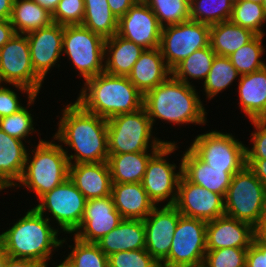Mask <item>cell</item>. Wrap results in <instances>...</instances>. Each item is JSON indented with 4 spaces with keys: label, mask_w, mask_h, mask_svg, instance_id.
<instances>
[{
    "label": "cell",
    "mask_w": 266,
    "mask_h": 267,
    "mask_svg": "<svg viewBox=\"0 0 266 267\" xmlns=\"http://www.w3.org/2000/svg\"><path fill=\"white\" fill-rule=\"evenodd\" d=\"M60 113L52 136L62 143L69 164L107 162V119L86 111L76 101L66 104Z\"/></svg>",
    "instance_id": "cell-1"
},
{
    "label": "cell",
    "mask_w": 266,
    "mask_h": 267,
    "mask_svg": "<svg viewBox=\"0 0 266 267\" xmlns=\"http://www.w3.org/2000/svg\"><path fill=\"white\" fill-rule=\"evenodd\" d=\"M12 224L0 233V244L9 257L32 259L45 267L64 243L68 245L67 235L62 239L57 225H52L34 207Z\"/></svg>",
    "instance_id": "cell-2"
},
{
    "label": "cell",
    "mask_w": 266,
    "mask_h": 267,
    "mask_svg": "<svg viewBox=\"0 0 266 267\" xmlns=\"http://www.w3.org/2000/svg\"><path fill=\"white\" fill-rule=\"evenodd\" d=\"M194 85L176 79L172 74L144 95L143 106L152 126L157 120L176 125H207L208 114Z\"/></svg>",
    "instance_id": "cell-3"
},
{
    "label": "cell",
    "mask_w": 266,
    "mask_h": 267,
    "mask_svg": "<svg viewBox=\"0 0 266 267\" xmlns=\"http://www.w3.org/2000/svg\"><path fill=\"white\" fill-rule=\"evenodd\" d=\"M75 101L86 111L109 119L141 109L144 96L127 76H114L103 72L82 84Z\"/></svg>",
    "instance_id": "cell-4"
},
{
    "label": "cell",
    "mask_w": 266,
    "mask_h": 267,
    "mask_svg": "<svg viewBox=\"0 0 266 267\" xmlns=\"http://www.w3.org/2000/svg\"><path fill=\"white\" fill-rule=\"evenodd\" d=\"M52 139L39 138L33 149H28L23 174L13 189L24 187L31 193L33 191L39 199L68 179L70 164L67 155L61 143L56 142L53 136Z\"/></svg>",
    "instance_id": "cell-5"
},
{
    "label": "cell",
    "mask_w": 266,
    "mask_h": 267,
    "mask_svg": "<svg viewBox=\"0 0 266 267\" xmlns=\"http://www.w3.org/2000/svg\"><path fill=\"white\" fill-rule=\"evenodd\" d=\"M153 133L144 106L131 113L113 116L107 119L108 153L156 152L165 142H172L159 139Z\"/></svg>",
    "instance_id": "cell-6"
},
{
    "label": "cell",
    "mask_w": 266,
    "mask_h": 267,
    "mask_svg": "<svg viewBox=\"0 0 266 267\" xmlns=\"http://www.w3.org/2000/svg\"><path fill=\"white\" fill-rule=\"evenodd\" d=\"M225 215L255 227L266 209V187L245 165L231 179L224 197Z\"/></svg>",
    "instance_id": "cell-7"
},
{
    "label": "cell",
    "mask_w": 266,
    "mask_h": 267,
    "mask_svg": "<svg viewBox=\"0 0 266 267\" xmlns=\"http://www.w3.org/2000/svg\"><path fill=\"white\" fill-rule=\"evenodd\" d=\"M105 39L83 25L64 26V55L84 82L104 72Z\"/></svg>",
    "instance_id": "cell-8"
},
{
    "label": "cell",
    "mask_w": 266,
    "mask_h": 267,
    "mask_svg": "<svg viewBox=\"0 0 266 267\" xmlns=\"http://www.w3.org/2000/svg\"><path fill=\"white\" fill-rule=\"evenodd\" d=\"M178 148L177 141L165 142L147 163L141 183L155 206H161L162 202L166 203L164 205H174L176 202L178 182L182 175V159L180 158L177 166L167 158Z\"/></svg>",
    "instance_id": "cell-9"
},
{
    "label": "cell",
    "mask_w": 266,
    "mask_h": 267,
    "mask_svg": "<svg viewBox=\"0 0 266 267\" xmlns=\"http://www.w3.org/2000/svg\"><path fill=\"white\" fill-rule=\"evenodd\" d=\"M38 201L34 208L49 221L52 220L53 225L57 224L61 233L71 235L80 226L87 199L68 178Z\"/></svg>",
    "instance_id": "cell-10"
},
{
    "label": "cell",
    "mask_w": 266,
    "mask_h": 267,
    "mask_svg": "<svg viewBox=\"0 0 266 267\" xmlns=\"http://www.w3.org/2000/svg\"><path fill=\"white\" fill-rule=\"evenodd\" d=\"M235 137L212 129L195 136L188 147L213 169L241 170L246 165V144Z\"/></svg>",
    "instance_id": "cell-11"
},
{
    "label": "cell",
    "mask_w": 266,
    "mask_h": 267,
    "mask_svg": "<svg viewBox=\"0 0 266 267\" xmlns=\"http://www.w3.org/2000/svg\"><path fill=\"white\" fill-rule=\"evenodd\" d=\"M207 222L181 215L178 220L168 257L162 267H202L206 247Z\"/></svg>",
    "instance_id": "cell-12"
},
{
    "label": "cell",
    "mask_w": 266,
    "mask_h": 267,
    "mask_svg": "<svg viewBox=\"0 0 266 267\" xmlns=\"http://www.w3.org/2000/svg\"><path fill=\"white\" fill-rule=\"evenodd\" d=\"M210 45V25L188 20L162 28L160 50L172 71L196 50Z\"/></svg>",
    "instance_id": "cell-13"
},
{
    "label": "cell",
    "mask_w": 266,
    "mask_h": 267,
    "mask_svg": "<svg viewBox=\"0 0 266 267\" xmlns=\"http://www.w3.org/2000/svg\"><path fill=\"white\" fill-rule=\"evenodd\" d=\"M0 83L20 85L38 95L44 81L35 73L26 34L15 33L0 48Z\"/></svg>",
    "instance_id": "cell-14"
},
{
    "label": "cell",
    "mask_w": 266,
    "mask_h": 267,
    "mask_svg": "<svg viewBox=\"0 0 266 267\" xmlns=\"http://www.w3.org/2000/svg\"><path fill=\"white\" fill-rule=\"evenodd\" d=\"M174 206L185 217L209 222L225 214L224 198L188 181L183 175L178 182Z\"/></svg>",
    "instance_id": "cell-15"
},
{
    "label": "cell",
    "mask_w": 266,
    "mask_h": 267,
    "mask_svg": "<svg viewBox=\"0 0 266 267\" xmlns=\"http://www.w3.org/2000/svg\"><path fill=\"white\" fill-rule=\"evenodd\" d=\"M162 27L150 7L139 0L118 19L117 34L145 50L160 46Z\"/></svg>",
    "instance_id": "cell-16"
},
{
    "label": "cell",
    "mask_w": 266,
    "mask_h": 267,
    "mask_svg": "<svg viewBox=\"0 0 266 267\" xmlns=\"http://www.w3.org/2000/svg\"><path fill=\"white\" fill-rule=\"evenodd\" d=\"M180 216L174 205H159L143 220L145 249L159 264L168 257Z\"/></svg>",
    "instance_id": "cell-17"
},
{
    "label": "cell",
    "mask_w": 266,
    "mask_h": 267,
    "mask_svg": "<svg viewBox=\"0 0 266 267\" xmlns=\"http://www.w3.org/2000/svg\"><path fill=\"white\" fill-rule=\"evenodd\" d=\"M64 26L52 23L26 34L29 44L31 63L35 73L44 81L52 68L58 63L63 50Z\"/></svg>",
    "instance_id": "cell-18"
},
{
    "label": "cell",
    "mask_w": 266,
    "mask_h": 267,
    "mask_svg": "<svg viewBox=\"0 0 266 267\" xmlns=\"http://www.w3.org/2000/svg\"><path fill=\"white\" fill-rule=\"evenodd\" d=\"M122 220L111 195L90 199L86 201L80 226L70 236L74 235L84 242L96 243L115 229Z\"/></svg>",
    "instance_id": "cell-19"
},
{
    "label": "cell",
    "mask_w": 266,
    "mask_h": 267,
    "mask_svg": "<svg viewBox=\"0 0 266 267\" xmlns=\"http://www.w3.org/2000/svg\"><path fill=\"white\" fill-rule=\"evenodd\" d=\"M254 237V227L251 224L225 214L207 222V250L249 248Z\"/></svg>",
    "instance_id": "cell-20"
},
{
    "label": "cell",
    "mask_w": 266,
    "mask_h": 267,
    "mask_svg": "<svg viewBox=\"0 0 266 267\" xmlns=\"http://www.w3.org/2000/svg\"><path fill=\"white\" fill-rule=\"evenodd\" d=\"M182 175L191 183L199 185L223 198L230 186L232 176L240 170H217L202 161L189 147L181 156Z\"/></svg>",
    "instance_id": "cell-21"
},
{
    "label": "cell",
    "mask_w": 266,
    "mask_h": 267,
    "mask_svg": "<svg viewBox=\"0 0 266 267\" xmlns=\"http://www.w3.org/2000/svg\"><path fill=\"white\" fill-rule=\"evenodd\" d=\"M68 178L87 200L111 195L112 179L108 162L70 164Z\"/></svg>",
    "instance_id": "cell-22"
},
{
    "label": "cell",
    "mask_w": 266,
    "mask_h": 267,
    "mask_svg": "<svg viewBox=\"0 0 266 267\" xmlns=\"http://www.w3.org/2000/svg\"><path fill=\"white\" fill-rule=\"evenodd\" d=\"M29 146L0 129V190L14 188L24 171Z\"/></svg>",
    "instance_id": "cell-23"
},
{
    "label": "cell",
    "mask_w": 266,
    "mask_h": 267,
    "mask_svg": "<svg viewBox=\"0 0 266 267\" xmlns=\"http://www.w3.org/2000/svg\"><path fill=\"white\" fill-rule=\"evenodd\" d=\"M172 71L167 67L160 48L144 50L127 76L143 96L164 82Z\"/></svg>",
    "instance_id": "cell-24"
},
{
    "label": "cell",
    "mask_w": 266,
    "mask_h": 267,
    "mask_svg": "<svg viewBox=\"0 0 266 267\" xmlns=\"http://www.w3.org/2000/svg\"><path fill=\"white\" fill-rule=\"evenodd\" d=\"M239 109L251 120H262L266 115V67L240 76L238 81Z\"/></svg>",
    "instance_id": "cell-25"
},
{
    "label": "cell",
    "mask_w": 266,
    "mask_h": 267,
    "mask_svg": "<svg viewBox=\"0 0 266 267\" xmlns=\"http://www.w3.org/2000/svg\"><path fill=\"white\" fill-rule=\"evenodd\" d=\"M111 196L123 219L144 220L155 207L141 182L112 183Z\"/></svg>",
    "instance_id": "cell-26"
},
{
    "label": "cell",
    "mask_w": 266,
    "mask_h": 267,
    "mask_svg": "<svg viewBox=\"0 0 266 267\" xmlns=\"http://www.w3.org/2000/svg\"><path fill=\"white\" fill-rule=\"evenodd\" d=\"M108 257L120 251L145 249L143 220L123 219L119 225L96 242Z\"/></svg>",
    "instance_id": "cell-27"
},
{
    "label": "cell",
    "mask_w": 266,
    "mask_h": 267,
    "mask_svg": "<svg viewBox=\"0 0 266 267\" xmlns=\"http://www.w3.org/2000/svg\"><path fill=\"white\" fill-rule=\"evenodd\" d=\"M144 50L118 34L105 39L104 72L114 76H128Z\"/></svg>",
    "instance_id": "cell-28"
},
{
    "label": "cell",
    "mask_w": 266,
    "mask_h": 267,
    "mask_svg": "<svg viewBox=\"0 0 266 267\" xmlns=\"http://www.w3.org/2000/svg\"><path fill=\"white\" fill-rule=\"evenodd\" d=\"M256 36L250 29L236 25L230 20L210 26V46L218 56L229 57Z\"/></svg>",
    "instance_id": "cell-29"
},
{
    "label": "cell",
    "mask_w": 266,
    "mask_h": 267,
    "mask_svg": "<svg viewBox=\"0 0 266 267\" xmlns=\"http://www.w3.org/2000/svg\"><path fill=\"white\" fill-rule=\"evenodd\" d=\"M155 152L109 154L108 165L112 183L142 182L146 166Z\"/></svg>",
    "instance_id": "cell-30"
},
{
    "label": "cell",
    "mask_w": 266,
    "mask_h": 267,
    "mask_svg": "<svg viewBox=\"0 0 266 267\" xmlns=\"http://www.w3.org/2000/svg\"><path fill=\"white\" fill-rule=\"evenodd\" d=\"M10 23L16 33L27 34L50 26L53 20L52 14L33 0H14Z\"/></svg>",
    "instance_id": "cell-31"
},
{
    "label": "cell",
    "mask_w": 266,
    "mask_h": 267,
    "mask_svg": "<svg viewBox=\"0 0 266 267\" xmlns=\"http://www.w3.org/2000/svg\"><path fill=\"white\" fill-rule=\"evenodd\" d=\"M85 12L81 25L104 39L117 34L118 18L111 12L107 0H84Z\"/></svg>",
    "instance_id": "cell-32"
},
{
    "label": "cell",
    "mask_w": 266,
    "mask_h": 267,
    "mask_svg": "<svg viewBox=\"0 0 266 267\" xmlns=\"http://www.w3.org/2000/svg\"><path fill=\"white\" fill-rule=\"evenodd\" d=\"M240 76L229 57L216 55L208 76L202 82L206 100L211 101L217 94L228 90L233 82L240 80Z\"/></svg>",
    "instance_id": "cell-33"
},
{
    "label": "cell",
    "mask_w": 266,
    "mask_h": 267,
    "mask_svg": "<svg viewBox=\"0 0 266 267\" xmlns=\"http://www.w3.org/2000/svg\"><path fill=\"white\" fill-rule=\"evenodd\" d=\"M215 56L216 53L210 45L196 50L172 70V75L176 79L190 85H194L193 81L190 82V80L196 79V81L202 80L204 82Z\"/></svg>",
    "instance_id": "cell-34"
},
{
    "label": "cell",
    "mask_w": 266,
    "mask_h": 267,
    "mask_svg": "<svg viewBox=\"0 0 266 267\" xmlns=\"http://www.w3.org/2000/svg\"><path fill=\"white\" fill-rule=\"evenodd\" d=\"M234 0H195L190 4V20L213 25L229 21Z\"/></svg>",
    "instance_id": "cell-35"
},
{
    "label": "cell",
    "mask_w": 266,
    "mask_h": 267,
    "mask_svg": "<svg viewBox=\"0 0 266 267\" xmlns=\"http://www.w3.org/2000/svg\"><path fill=\"white\" fill-rule=\"evenodd\" d=\"M263 39L264 36L257 35L252 41L229 56L231 63L240 75L250 74L266 67V62L262 59L266 51Z\"/></svg>",
    "instance_id": "cell-36"
},
{
    "label": "cell",
    "mask_w": 266,
    "mask_h": 267,
    "mask_svg": "<svg viewBox=\"0 0 266 267\" xmlns=\"http://www.w3.org/2000/svg\"><path fill=\"white\" fill-rule=\"evenodd\" d=\"M37 96L39 95H35L32 98H26V106L10 116L0 118V129L11 137H15L28 144L32 143L26 138L33 133L36 134L35 132L38 130L34 126L36 125V122L34 121V115L29 108L35 104L34 102L36 101Z\"/></svg>",
    "instance_id": "cell-37"
},
{
    "label": "cell",
    "mask_w": 266,
    "mask_h": 267,
    "mask_svg": "<svg viewBox=\"0 0 266 267\" xmlns=\"http://www.w3.org/2000/svg\"><path fill=\"white\" fill-rule=\"evenodd\" d=\"M230 21L257 35L265 36L266 13L262 4L248 0H234Z\"/></svg>",
    "instance_id": "cell-38"
},
{
    "label": "cell",
    "mask_w": 266,
    "mask_h": 267,
    "mask_svg": "<svg viewBox=\"0 0 266 267\" xmlns=\"http://www.w3.org/2000/svg\"><path fill=\"white\" fill-rule=\"evenodd\" d=\"M73 245H68V252L64 260L72 267H109L108 257L96 243L79 240L73 235Z\"/></svg>",
    "instance_id": "cell-39"
},
{
    "label": "cell",
    "mask_w": 266,
    "mask_h": 267,
    "mask_svg": "<svg viewBox=\"0 0 266 267\" xmlns=\"http://www.w3.org/2000/svg\"><path fill=\"white\" fill-rule=\"evenodd\" d=\"M162 28L190 20V4L185 0H143Z\"/></svg>",
    "instance_id": "cell-40"
},
{
    "label": "cell",
    "mask_w": 266,
    "mask_h": 267,
    "mask_svg": "<svg viewBox=\"0 0 266 267\" xmlns=\"http://www.w3.org/2000/svg\"><path fill=\"white\" fill-rule=\"evenodd\" d=\"M248 248L207 250L202 267H246Z\"/></svg>",
    "instance_id": "cell-41"
},
{
    "label": "cell",
    "mask_w": 266,
    "mask_h": 267,
    "mask_svg": "<svg viewBox=\"0 0 266 267\" xmlns=\"http://www.w3.org/2000/svg\"><path fill=\"white\" fill-rule=\"evenodd\" d=\"M108 265L109 267H160L146 249L113 253L108 256Z\"/></svg>",
    "instance_id": "cell-42"
},
{
    "label": "cell",
    "mask_w": 266,
    "mask_h": 267,
    "mask_svg": "<svg viewBox=\"0 0 266 267\" xmlns=\"http://www.w3.org/2000/svg\"><path fill=\"white\" fill-rule=\"evenodd\" d=\"M85 12L84 0H60L54 13L53 23L67 25H81Z\"/></svg>",
    "instance_id": "cell-43"
},
{
    "label": "cell",
    "mask_w": 266,
    "mask_h": 267,
    "mask_svg": "<svg viewBox=\"0 0 266 267\" xmlns=\"http://www.w3.org/2000/svg\"><path fill=\"white\" fill-rule=\"evenodd\" d=\"M7 85L8 84L0 83V118L10 116L24 107L20 101L21 99L18 96V92L27 94V98H32L36 95L33 91L26 87L11 84L14 88L13 90Z\"/></svg>",
    "instance_id": "cell-44"
},
{
    "label": "cell",
    "mask_w": 266,
    "mask_h": 267,
    "mask_svg": "<svg viewBox=\"0 0 266 267\" xmlns=\"http://www.w3.org/2000/svg\"><path fill=\"white\" fill-rule=\"evenodd\" d=\"M255 131L250 134L251 148L246 145V159H266V122L263 120L250 121Z\"/></svg>",
    "instance_id": "cell-45"
},
{
    "label": "cell",
    "mask_w": 266,
    "mask_h": 267,
    "mask_svg": "<svg viewBox=\"0 0 266 267\" xmlns=\"http://www.w3.org/2000/svg\"><path fill=\"white\" fill-rule=\"evenodd\" d=\"M246 267H266V243L258 241L255 237L247 249Z\"/></svg>",
    "instance_id": "cell-46"
},
{
    "label": "cell",
    "mask_w": 266,
    "mask_h": 267,
    "mask_svg": "<svg viewBox=\"0 0 266 267\" xmlns=\"http://www.w3.org/2000/svg\"><path fill=\"white\" fill-rule=\"evenodd\" d=\"M139 0H107L111 12L119 19Z\"/></svg>",
    "instance_id": "cell-47"
},
{
    "label": "cell",
    "mask_w": 266,
    "mask_h": 267,
    "mask_svg": "<svg viewBox=\"0 0 266 267\" xmlns=\"http://www.w3.org/2000/svg\"><path fill=\"white\" fill-rule=\"evenodd\" d=\"M246 165L266 187V159H246Z\"/></svg>",
    "instance_id": "cell-48"
},
{
    "label": "cell",
    "mask_w": 266,
    "mask_h": 267,
    "mask_svg": "<svg viewBox=\"0 0 266 267\" xmlns=\"http://www.w3.org/2000/svg\"><path fill=\"white\" fill-rule=\"evenodd\" d=\"M15 33L10 20H0V48L3 47Z\"/></svg>",
    "instance_id": "cell-49"
},
{
    "label": "cell",
    "mask_w": 266,
    "mask_h": 267,
    "mask_svg": "<svg viewBox=\"0 0 266 267\" xmlns=\"http://www.w3.org/2000/svg\"><path fill=\"white\" fill-rule=\"evenodd\" d=\"M3 267H44V266L32 259L8 257Z\"/></svg>",
    "instance_id": "cell-50"
},
{
    "label": "cell",
    "mask_w": 266,
    "mask_h": 267,
    "mask_svg": "<svg viewBox=\"0 0 266 267\" xmlns=\"http://www.w3.org/2000/svg\"><path fill=\"white\" fill-rule=\"evenodd\" d=\"M255 238L263 243H266V209L259 220V223L254 227Z\"/></svg>",
    "instance_id": "cell-51"
},
{
    "label": "cell",
    "mask_w": 266,
    "mask_h": 267,
    "mask_svg": "<svg viewBox=\"0 0 266 267\" xmlns=\"http://www.w3.org/2000/svg\"><path fill=\"white\" fill-rule=\"evenodd\" d=\"M14 0H0V20H10Z\"/></svg>",
    "instance_id": "cell-52"
},
{
    "label": "cell",
    "mask_w": 266,
    "mask_h": 267,
    "mask_svg": "<svg viewBox=\"0 0 266 267\" xmlns=\"http://www.w3.org/2000/svg\"><path fill=\"white\" fill-rule=\"evenodd\" d=\"M40 5L43 9H46L49 13L53 14L56 10L60 0H33Z\"/></svg>",
    "instance_id": "cell-53"
},
{
    "label": "cell",
    "mask_w": 266,
    "mask_h": 267,
    "mask_svg": "<svg viewBox=\"0 0 266 267\" xmlns=\"http://www.w3.org/2000/svg\"><path fill=\"white\" fill-rule=\"evenodd\" d=\"M9 255L4 249V247L0 244V267H3L5 262L7 261Z\"/></svg>",
    "instance_id": "cell-54"
},
{
    "label": "cell",
    "mask_w": 266,
    "mask_h": 267,
    "mask_svg": "<svg viewBox=\"0 0 266 267\" xmlns=\"http://www.w3.org/2000/svg\"><path fill=\"white\" fill-rule=\"evenodd\" d=\"M53 263V264H52ZM52 266L54 265V267H72L71 265H69L65 260H62V262L60 261V263L57 265V262L54 263V260L53 262H51ZM56 264V265H55ZM45 267H49V265H46ZM51 267V266H50Z\"/></svg>",
    "instance_id": "cell-55"
},
{
    "label": "cell",
    "mask_w": 266,
    "mask_h": 267,
    "mask_svg": "<svg viewBox=\"0 0 266 267\" xmlns=\"http://www.w3.org/2000/svg\"><path fill=\"white\" fill-rule=\"evenodd\" d=\"M262 6H263V8H264V10H265V13H266V0H263V2H262Z\"/></svg>",
    "instance_id": "cell-56"
},
{
    "label": "cell",
    "mask_w": 266,
    "mask_h": 267,
    "mask_svg": "<svg viewBox=\"0 0 266 267\" xmlns=\"http://www.w3.org/2000/svg\"><path fill=\"white\" fill-rule=\"evenodd\" d=\"M248 1L257 2V3H260V4H262V2H263V0H248Z\"/></svg>",
    "instance_id": "cell-57"
},
{
    "label": "cell",
    "mask_w": 266,
    "mask_h": 267,
    "mask_svg": "<svg viewBox=\"0 0 266 267\" xmlns=\"http://www.w3.org/2000/svg\"><path fill=\"white\" fill-rule=\"evenodd\" d=\"M187 3L191 4L193 3L195 0H185Z\"/></svg>",
    "instance_id": "cell-58"
}]
</instances>
